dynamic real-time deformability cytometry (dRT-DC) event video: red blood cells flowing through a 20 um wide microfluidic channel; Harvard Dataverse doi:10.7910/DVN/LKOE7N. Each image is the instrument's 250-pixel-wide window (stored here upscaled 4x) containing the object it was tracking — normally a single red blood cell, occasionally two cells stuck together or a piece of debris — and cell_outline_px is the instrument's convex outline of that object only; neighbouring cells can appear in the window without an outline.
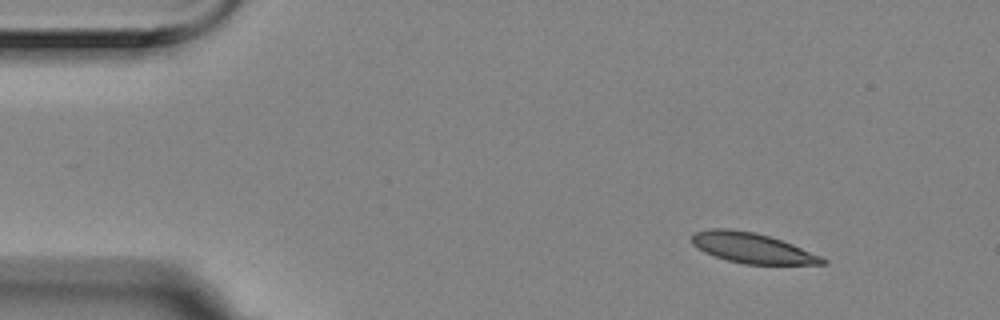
{"species": "Egyptian fruit bat (a non-hibernating species)", "species_latin": "Rousettus aegyptiacus", "temperature_condition": "room temperature", "stored_images_in_passage": 4, "camera_frame_rate_fps": 3000, "um_per_image_px": 0.085, "animal": {"sex": "female"}, "frame": {"image": 1, "passage_image": 1, "time_ms": 0.0, "image_size_px": [1000, 320], "cell_outline_px": [[828, 264], [744, 264], [728, 260], [704, 252], [692, 244], [692, 236], [696, 232], [708, 228], [728, 228], [756, 232], [792, 244], [820, 256], [828, 260]], "centroid_in_image_um": [63.92, 21.07], "position_along_channel_um": 21.1, "area_um2": 22.83}}